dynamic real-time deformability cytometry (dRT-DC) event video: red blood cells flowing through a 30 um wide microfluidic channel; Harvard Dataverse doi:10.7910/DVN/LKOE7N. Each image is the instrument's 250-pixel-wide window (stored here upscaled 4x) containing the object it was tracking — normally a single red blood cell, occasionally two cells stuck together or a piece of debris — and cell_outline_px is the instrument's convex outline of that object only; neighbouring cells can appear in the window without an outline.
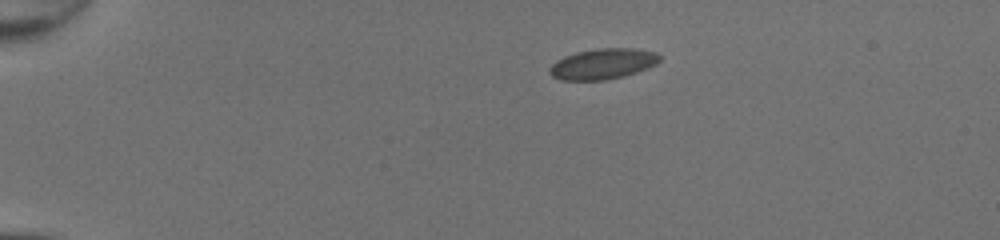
{"species": "common noctule bat (a hibernating species)", "species_latin": "Nyctalus noctula", "temperature_condition": "room temperature", "stored_images_in_passage": 41, "camera_frame_rate_fps": 3000, "um_per_image_px": 0.085, "animal": {"sex": "female", "body_mass_g": 20.0, "forearm_length_mm": 54.0}, "frame": {"image": 1, "passage_image": 1, "time_ms": 0.0, "image_size_px": [1000, 240], "cell_outline_px": [[660, 60], [656, 64], [648, 68], [624, 76], [604, 80], [560, 80], [552, 76], [548, 72], [548, 68], [556, 60], [564, 56], [576, 52], [596, 48], [636, 48], [656, 52], [660, 56]], "centroid_in_image_um": [51.22, 5.42], "position_along_channel_um": 33.8, "area_um2": 19.83}}
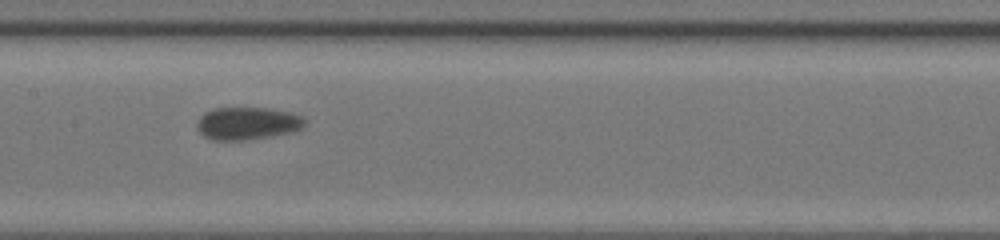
{"frame": {"image": 2, "passage_image": 18, "time_ms": 5.667, "image_size_px": [1000, 240], "cell_outline_px": [[308, 120], [304, 128], [292, 132], [272, 136], [248, 140], [212, 140], [204, 136], [196, 128], [196, 120], [204, 112], [212, 108], [268, 108], [292, 112], [304, 116]], "centroid_in_image_um": [21.06, 10.48], "position_along_channel_um": 186.3, "area_um2": 21.04}}
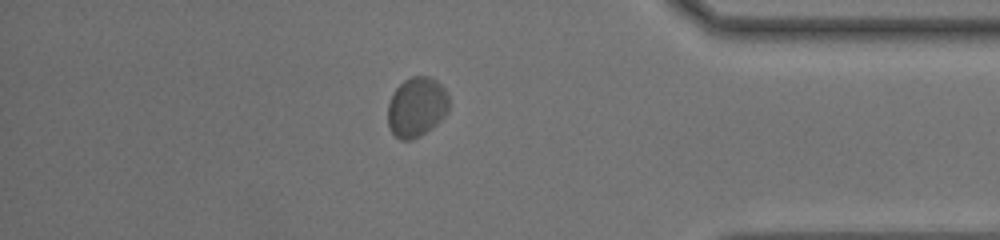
{"frame": {"image": 3, "passage_image": 35, "time_ms": 11.333, "image_size_px": [1000, 240], "cell_outline_px": [[448, 112], [432, 128], [420, 136], [412, 140], [400, 140], [388, 128], [388, 104], [396, 88], [404, 80], [412, 76], [428, 76], [436, 80], [444, 88], [448, 96]], "centroid_in_image_um": [35.41, 9.11], "position_along_channel_um": 399.8, "area_um2": 21.33}, "authors_computed_cell_mechanics": {"area_um2": 20.4034, "velocity_mm_per_s": 4.1392, "shape_relaxation_time_tau1_ms": 1.7488, "shape_relaxation_time_tau2_ms": null, "deformation_change_tau1": 0.0317, "deformation_change_tau2": null}}